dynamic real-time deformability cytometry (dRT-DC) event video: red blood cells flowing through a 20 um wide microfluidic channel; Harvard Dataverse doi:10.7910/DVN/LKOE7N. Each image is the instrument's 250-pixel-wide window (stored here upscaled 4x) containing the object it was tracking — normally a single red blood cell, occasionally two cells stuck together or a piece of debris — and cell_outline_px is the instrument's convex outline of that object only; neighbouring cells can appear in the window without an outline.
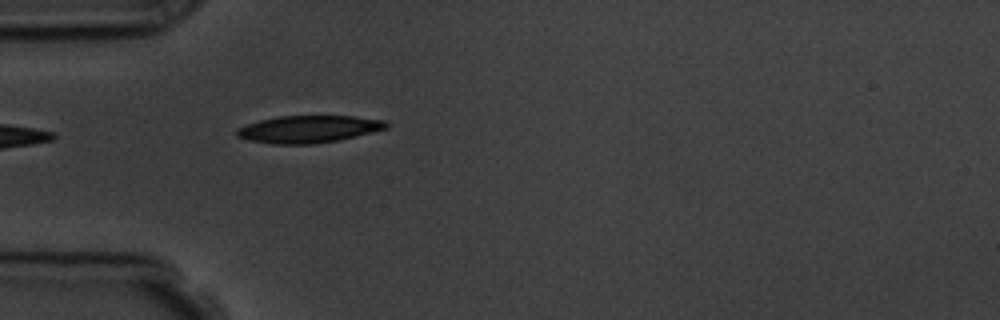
{"species": "common noctule bat (a hibernating species)", "species_latin": "Nyctalus noctula", "temperature_condition": "room temperature", "stored_images_in_passage": 5, "camera_frame_rate_fps": 3000, "um_per_image_px": 0.085, "animal": {"sex": "male", "body_mass_g": 19.5, "forearm_length_mm": 54.6}, "frame": {"image": 1, "passage_image": 5, "time_ms": 5.333, "image_size_px": [1000, 320], "cell_outline_px": [[388, 128], [356, 136], [336, 140], [312, 144], [272, 144], [248, 140], [236, 136], [236, 128], [260, 120], [276, 116], [352, 116], [384, 120], [388, 124]], "centroid_in_image_um": [26.2, 10.97], "position_along_channel_um": 58.8, "area_um2": 23.64}}